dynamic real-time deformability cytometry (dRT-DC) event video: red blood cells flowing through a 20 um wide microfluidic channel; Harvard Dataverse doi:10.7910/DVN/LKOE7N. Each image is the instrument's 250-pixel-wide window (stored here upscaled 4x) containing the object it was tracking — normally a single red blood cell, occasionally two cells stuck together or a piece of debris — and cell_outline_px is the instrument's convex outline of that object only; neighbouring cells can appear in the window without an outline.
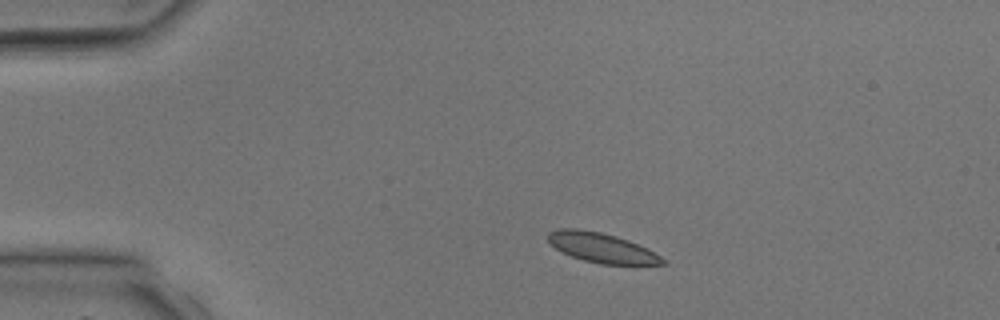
{"species": "common noctule bat (a hibernating species)", "species_latin": "Nyctalus noctula", "temperature_condition": "room temperature", "stored_images_in_passage": 2, "camera_frame_rate_fps": 3000, "um_per_image_px": 0.085, "animal": {"sex": "male", "body_mass_g": 17.9, "forearm_length_mm": 54.2}, "frame": {"image": 1, "passage_image": 1, "time_ms": 0.0, "image_size_px": [1000, 320], "cell_outline_px": [[668, 264], [600, 264], [584, 260], [572, 256], [556, 248], [548, 240], [548, 232], [560, 228], [576, 228], [600, 232], [616, 236], [628, 240], [648, 248], [668, 260]], "centroid_in_image_um": [51.2, 21.06], "position_along_channel_um": 33.8, "area_um2": 19.77}}